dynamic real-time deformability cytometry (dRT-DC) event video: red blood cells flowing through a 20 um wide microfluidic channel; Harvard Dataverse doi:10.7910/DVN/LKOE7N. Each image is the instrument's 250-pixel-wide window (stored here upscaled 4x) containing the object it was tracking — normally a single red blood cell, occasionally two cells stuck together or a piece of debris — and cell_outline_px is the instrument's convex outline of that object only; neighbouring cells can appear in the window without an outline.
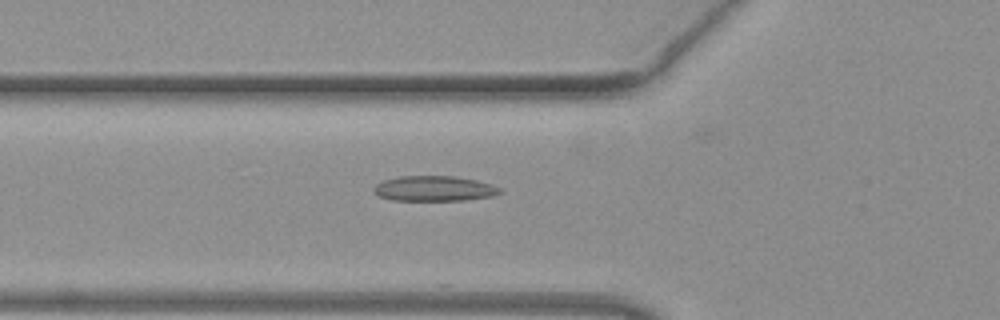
{"species": "common noctule bat (a hibernating species)", "species_latin": "Nyctalus noctula", "temperature_condition": "warm", "stored_images_in_passage": 36, "camera_frame_rate_fps": 3000, "um_per_image_px": 0.085, "animal": {"sex": "female", "body_mass_g": 19.3, "forearm_length_mm": 54.1}, "frame": {"image": 1, "passage_image": 4, "time_ms": 1.0, "image_size_px": [1000, 320], "cell_outline_px": [[504, 192], [492, 196], [464, 200], [392, 200], [380, 196], [372, 192], [372, 188], [376, 184], [384, 180], [400, 176], [456, 176], [476, 180], [500, 188]], "centroid_in_image_um": [36.88, 16.02], "position_along_channel_um": 88.9, "area_um2": 18.5}}
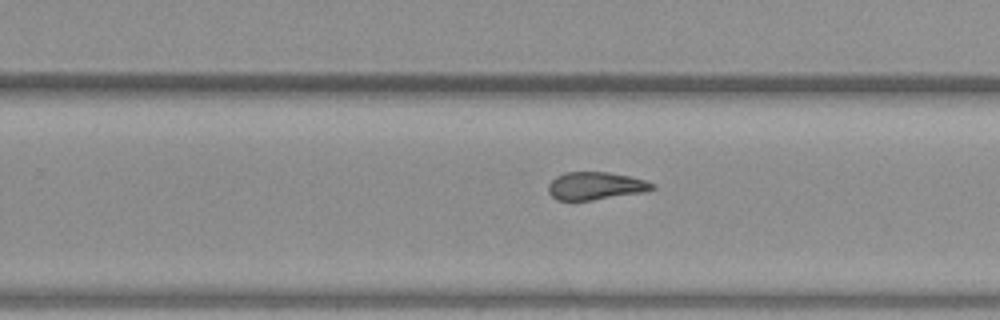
{"frame": {"image": 2, "passage_image": 18, "time_ms": 5.667, "image_size_px": [1000, 320], "cell_outline_px": [[656, 188], [648, 192], [592, 200], [556, 200], [548, 192], [548, 184], [556, 176], [564, 172], [608, 172], [632, 176], [656, 184]], "centroid_in_image_um": [50.66, 15.8], "position_along_channel_um": 279.1, "area_um2": 17.11}}
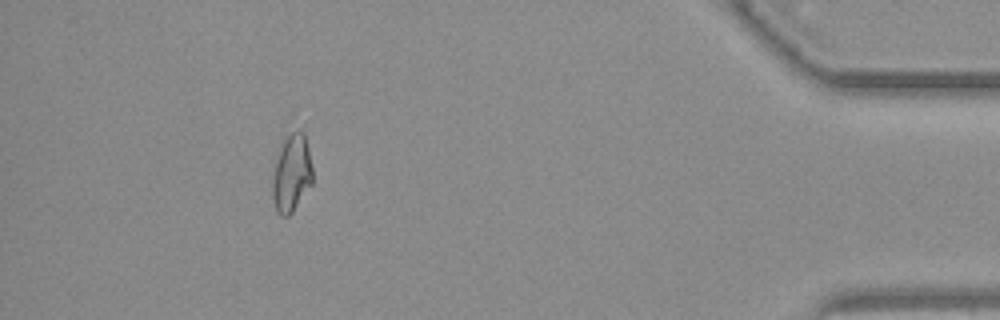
{"frame": {"image": 3, "passage_image": 32, "time_ms": 10.333, "image_size_px": [1000, 320], "cell_outline_px": [[312, 184], [292, 212], [288, 216], [280, 216], [276, 212], [272, 196], [272, 180], [280, 148], [284, 136], [300, 128], [304, 132], [308, 148], [312, 168]], "centroid_in_image_um": [24.79, 14.72], "position_along_channel_um": 410.4, "area_um2": 18.15}, "authors_computed_cell_mechanics": {"area_um2": 17.5134, "velocity_mm_per_s": 4.0682, "shape_relaxation_time_tau1_ms": null, "shape_relaxation_time_tau2_ms": 2.5317, "deformation_change_tau1": null, "deformation_change_tau2": 0.0923}}